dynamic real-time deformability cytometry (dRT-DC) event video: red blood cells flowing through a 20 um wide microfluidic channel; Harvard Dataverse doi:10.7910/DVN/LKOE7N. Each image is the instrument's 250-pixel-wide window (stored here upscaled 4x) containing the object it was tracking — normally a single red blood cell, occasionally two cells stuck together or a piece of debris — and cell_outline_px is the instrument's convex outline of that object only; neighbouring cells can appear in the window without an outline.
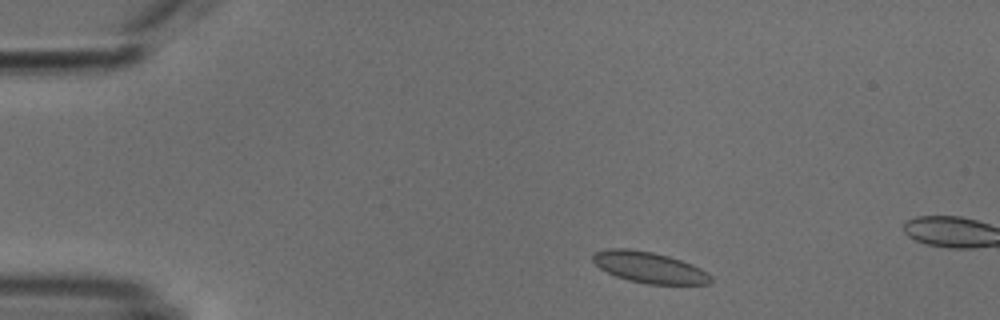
{"species": "common noctule bat (a hibernating species)", "species_latin": "Nyctalus noctula", "temperature_condition": "cold", "stored_images_in_passage": 10, "camera_frame_rate_fps": 3000, "um_per_image_px": 0.085, "animal": {"sex": "male", "body_mass_g": 18.8}, "frame": {"image": 1, "passage_image": 4, "time_ms": 1.0, "image_size_px": [1000, 320], "cell_outline_px": [[712, 280], [708, 284], [648, 284], [628, 280], [616, 276], [600, 268], [592, 260], [592, 252], [608, 248], [628, 248], [652, 252], [668, 256], [692, 264], [708, 272], [712, 276]], "centroid_in_image_um": [55.17, 22.72], "position_along_channel_um": 29.8, "area_um2": 21.39}}